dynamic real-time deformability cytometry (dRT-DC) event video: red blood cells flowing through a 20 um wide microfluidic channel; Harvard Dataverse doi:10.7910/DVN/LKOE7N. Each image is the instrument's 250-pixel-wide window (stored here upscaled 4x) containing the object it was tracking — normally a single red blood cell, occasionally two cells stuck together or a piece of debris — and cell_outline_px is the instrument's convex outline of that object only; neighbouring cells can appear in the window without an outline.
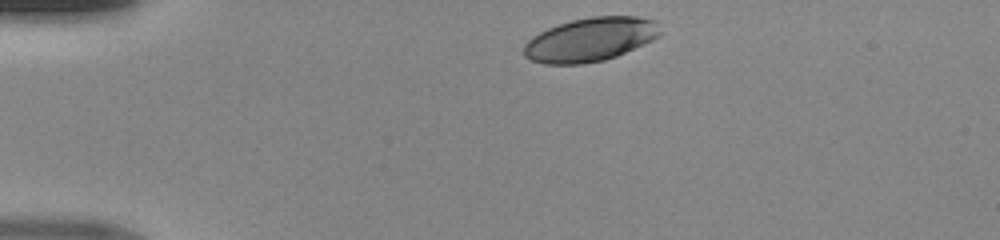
{"species": "human", "species_latin": "Homo sapiens", "temperature_condition": "room temperature", "stored_images_in_passage": 32, "camera_frame_rate_fps": 3000, "um_per_image_px": 0.085, "donor": {"sex": "male"}, "frame": {"image": 1, "passage_image": 1, "time_ms": 0.0, "image_size_px": [1000, 240], "cell_outline_px": [[660, 36], [644, 44], [616, 56], [604, 60], [584, 64], [544, 64], [532, 60], [524, 56], [524, 44], [532, 36], [548, 28], [572, 20], [592, 16], [636, 16], [656, 20], [660, 32]], "centroid_in_image_um": [50.18, 3.36], "position_along_channel_um": 34.8, "area_um2": 34.74}}
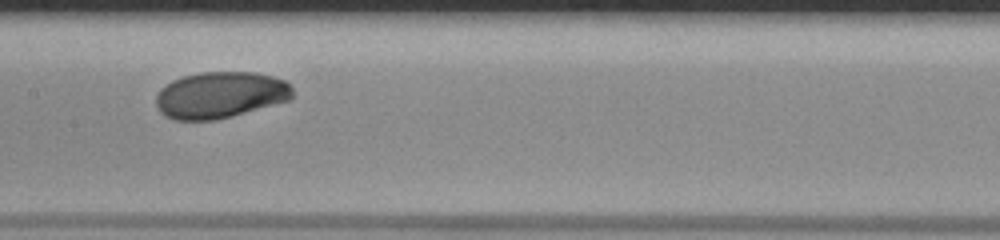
{"frame": {"image": 2, "passage_image": 16, "time_ms": 5.0, "image_size_px": [1000, 240], "cell_outline_px": [[292, 100], [232, 116], [216, 120], [172, 120], [164, 116], [160, 112], [156, 104], [156, 96], [160, 88], [172, 80], [184, 76], [200, 72], [256, 72], [272, 76], [284, 80], [292, 88]], "centroid_in_image_um": [18.71, 8.08], "position_along_channel_um": 188.7, "area_um2": 37.28}}
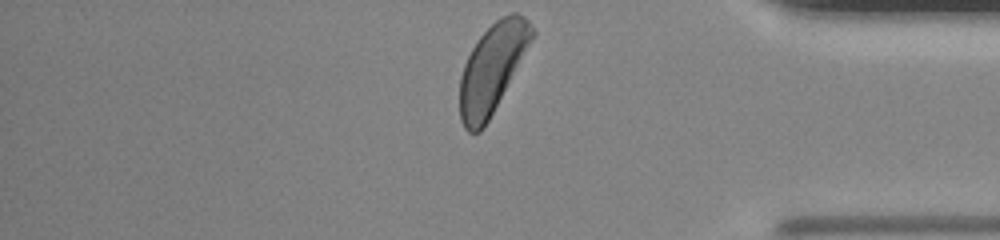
{"frame": {"image": 3, "passage_image": 32, "time_ms": 10.333, "image_size_px": [1000, 240], "cell_outline_px": [[536, 32], [484, 128], [480, 132], [468, 132], [464, 128], [460, 120], [460, 76], [464, 64], [472, 48], [480, 36], [500, 16], [512, 12], [516, 12], [524, 16], [528, 20]], "centroid_in_image_um": [41.82, 5.8], "position_along_channel_um": 393.4, "area_um2": 36.76}}